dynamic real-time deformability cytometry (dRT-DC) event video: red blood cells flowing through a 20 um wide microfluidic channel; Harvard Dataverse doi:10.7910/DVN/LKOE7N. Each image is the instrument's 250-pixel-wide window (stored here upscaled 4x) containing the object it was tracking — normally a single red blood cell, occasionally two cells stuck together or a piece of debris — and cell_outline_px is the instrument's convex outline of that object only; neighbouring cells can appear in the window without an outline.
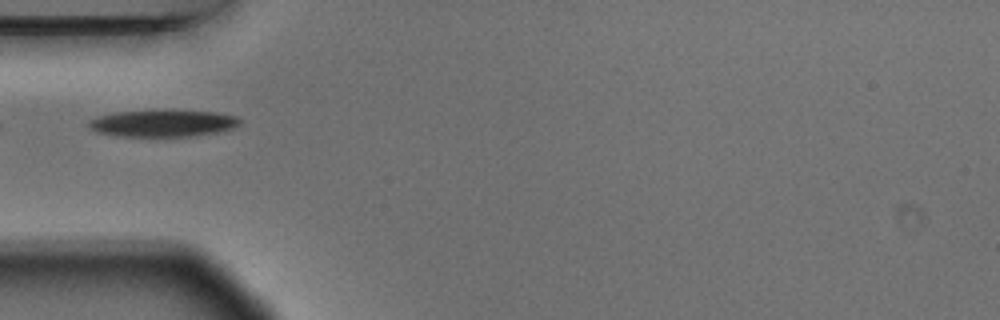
{"species": "Egyptian fruit bat (a non-hibernating species)", "species_latin": "Rousettus aegyptiacus", "temperature_condition": "warm", "stored_images_in_passage": 4, "camera_frame_rate_fps": 3000, "um_per_image_px": 0.085, "animal": {"sex": "male"}, "frame": {"image": 1, "passage_image": 1, "time_ms": 0.0, "image_size_px": [1000, 320], "cell_outline_px": [[240, 124], [232, 128], [220, 132], [188, 136], [116, 136], [96, 132], [88, 128], [88, 120], [100, 116], [116, 112], [152, 108], [216, 112], [240, 116]], "centroid_in_image_um": [13.84, 10.44], "position_along_channel_um": 71.2, "area_um2": 24.51}}
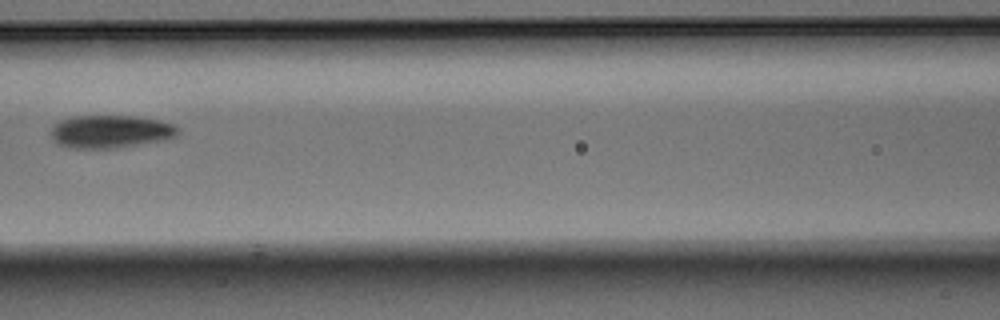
{"frame": {"image": 2, "passage_image": 3, "time_ms": 0.667, "image_size_px": [1000, 320], "cell_outline_px": [[180, 132], [176, 136], [168, 140], [112, 148], [72, 148], [56, 144], [52, 140], [52, 128], [60, 120], [76, 116], [132, 116], [156, 120], [176, 124], [180, 128]], "centroid_in_image_um": [9.44, 11.19], "position_along_channel_um": 157.2, "area_um2": 24.39}}
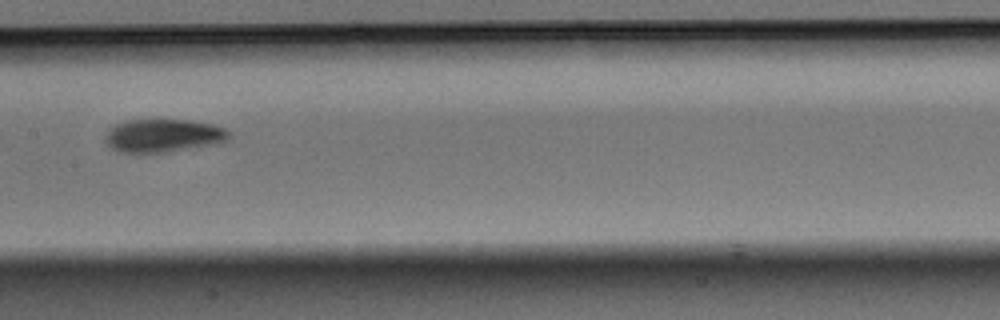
{"frame": {"image": 3, "passage_image": 4, "time_ms": 1.0, "image_size_px": [1000, 320], "cell_outline_px": [[232, 136], [228, 140], [212, 144], [164, 152], [120, 152], [112, 148], [104, 140], [108, 128], [124, 120], [160, 116], [192, 120], [212, 124], [224, 128]], "centroid_in_image_um": [13.84, 11.45], "position_along_channel_um": 193.6, "area_um2": 24.68}}